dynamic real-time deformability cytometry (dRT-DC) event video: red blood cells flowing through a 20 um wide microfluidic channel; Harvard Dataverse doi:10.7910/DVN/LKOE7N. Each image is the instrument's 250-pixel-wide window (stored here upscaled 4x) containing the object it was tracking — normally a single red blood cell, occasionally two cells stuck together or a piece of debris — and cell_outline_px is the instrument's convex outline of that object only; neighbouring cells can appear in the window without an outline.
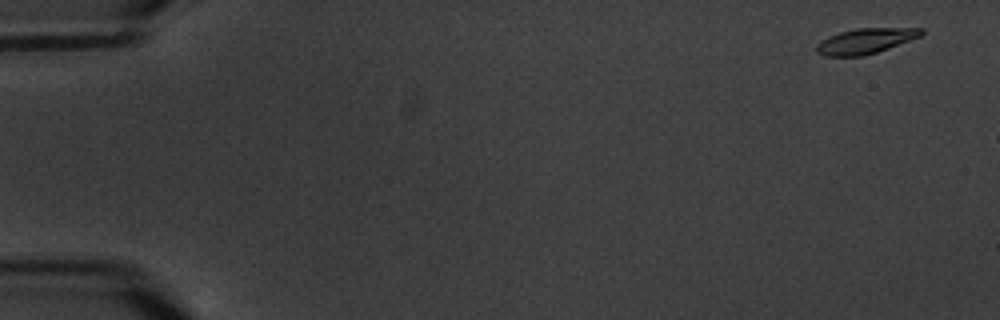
{"species": "common noctule bat (a hibernating species)", "species_latin": "Nyctalus noctula", "temperature_condition": "warm", "stored_images_in_passage": 3, "camera_frame_rate_fps": 3000, "um_per_image_px": 0.085, "animal": {"sex": "male", "body_mass_g": 20.1, "forearm_length_mm": 53.5}, "frame": {"image": 1, "passage_image": 1, "time_ms": 0.0, "image_size_px": [1000, 320], "cell_outline_px": [[924, 32], [920, 36], [888, 48], [864, 56], [824, 56], [816, 52], [816, 44], [820, 40], [828, 36], [840, 32], [856, 28], [924, 28]], "centroid_in_image_um": [73.52, 3.48], "position_along_channel_um": 11.5, "area_um2": 15.43}}